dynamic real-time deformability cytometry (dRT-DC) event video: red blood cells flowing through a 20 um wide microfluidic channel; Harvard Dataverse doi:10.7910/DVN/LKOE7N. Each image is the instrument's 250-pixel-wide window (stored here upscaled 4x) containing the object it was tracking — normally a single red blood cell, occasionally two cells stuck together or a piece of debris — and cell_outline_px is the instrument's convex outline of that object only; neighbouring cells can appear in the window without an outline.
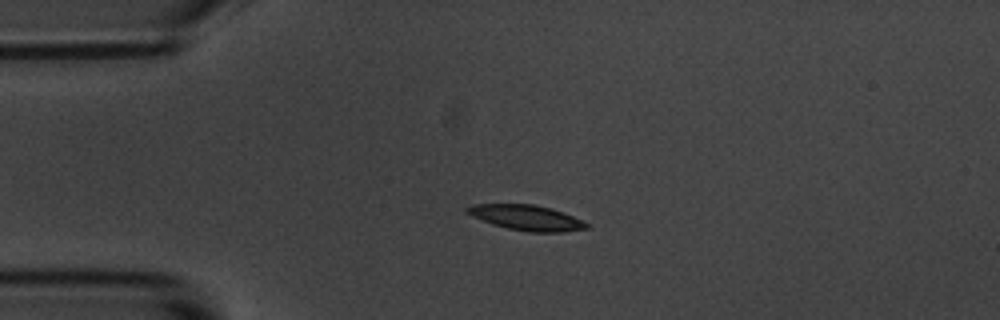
{"species": "common noctule bat (a hibernating species)", "species_latin": "Nyctalus noctula", "temperature_condition": "room temperature", "stored_images_in_passage": 4, "camera_frame_rate_fps": 3000, "um_per_image_px": 0.085, "animal": {"sex": "male", "body_mass_g": 20.1, "forearm_length_mm": 53.5}, "frame": {"image": 1, "passage_image": 3, "time_ms": 2.333, "image_size_px": [1000, 320], "cell_outline_px": [[592, 228], [564, 232], [528, 232], [508, 228], [492, 224], [472, 216], [464, 212], [464, 208], [472, 204], [532, 204], [552, 208], [564, 212], [588, 224]], "centroid_in_image_um": [44.75, 18.5], "position_along_channel_um": 40.3, "area_um2": 17.74}}